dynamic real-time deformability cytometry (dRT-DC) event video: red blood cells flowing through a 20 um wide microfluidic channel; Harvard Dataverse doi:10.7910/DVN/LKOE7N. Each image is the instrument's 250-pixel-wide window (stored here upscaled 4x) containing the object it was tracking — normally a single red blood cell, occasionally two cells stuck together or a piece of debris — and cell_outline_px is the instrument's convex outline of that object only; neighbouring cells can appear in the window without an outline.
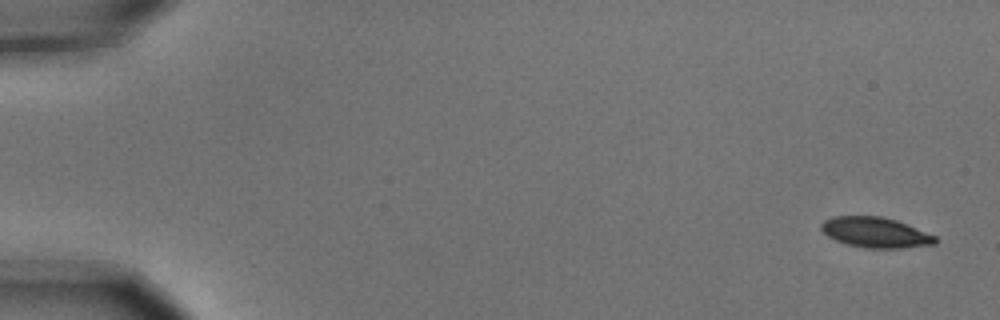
{"species": "common noctule bat (a hibernating species)", "species_latin": "Nyctalus noctula", "temperature_condition": "cold", "stored_images_in_passage": 6, "segment_of_instrument_passage": [2, 2], "camera_frame_rate_fps": 3000, "um_per_image_px": 0.085, "animal": {"sex": "male", "body_mass_g": 15.6}, "frame": {"image": 1, "passage_image": 6, "time_ms": 1.667, "image_size_px": [1000, 320], "cell_outline_px": [[936, 244], [900, 248], [864, 248], [848, 244], [836, 240], [828, 236], [820, 228], [820, 224], [824, 220], [832, 216], [880, 216], [896, 220], [936, 236]], "centroid_in_image_um": [74.39, 19.75], "position_along_channel_um": 10.6, "area_um2": 20.06}}